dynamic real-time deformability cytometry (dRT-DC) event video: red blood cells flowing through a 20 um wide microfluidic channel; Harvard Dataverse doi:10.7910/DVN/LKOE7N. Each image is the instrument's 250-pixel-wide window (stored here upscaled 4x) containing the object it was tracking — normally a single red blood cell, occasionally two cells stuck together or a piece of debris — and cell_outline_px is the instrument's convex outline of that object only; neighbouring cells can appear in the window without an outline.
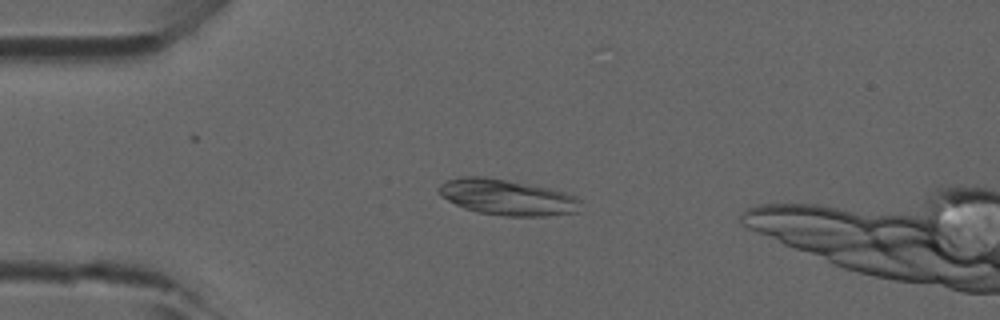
{"species": "common noctule bat (a hibernating species)", "species_latin": "Nyctalus noctula", "temperature_condition": "room temperature", "stored_images_in_passage": 37, "camera_frame_rate_fps": 3000, "um_per_image_px": 0.085, "animal": {"sex": "male", "forearm_length_mm": 52.5}, "frame": {"image": 1, "passage_image": 6, "time_ms": 1.667, "image_size_px": [1000, 320], "cell_outline_px": [[580, 200], [576, 212], [544, 216], [504, 216], [476, 212], [464, 208], [440, 196], [436, 188], [444, 180], [464, 176], [484, 176], [548, 188], [564, 192], [576, 196]], "centroid_in_image_um": [43.03, 16.76], "position_along_channel_um": 42.0, "area_um2": 29.48}}
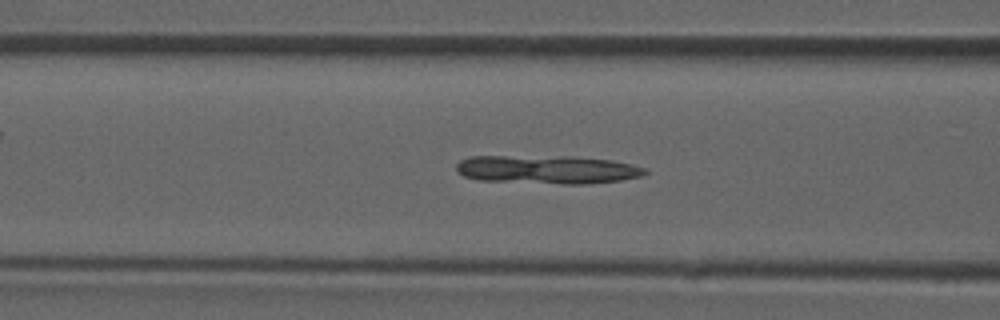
{"frame": {"image": 2, "passage_image": 13, "time_ms": 4.0, "image_size_px": [1000, 320], "cell_outline_px": [[648, 172], [644, 176], [620, 180], [584, 184], [564, 184], [480, 180], [464, 176], [456, 172], [456, 164], [460, 160], [472, 156], [572, 156], [612, 160], [632, 164], [648, 168]], "centroid_in_image_um": [46.55, 14.4], "position_along_channel_um": 120.1, "area_um2": 31.56}}
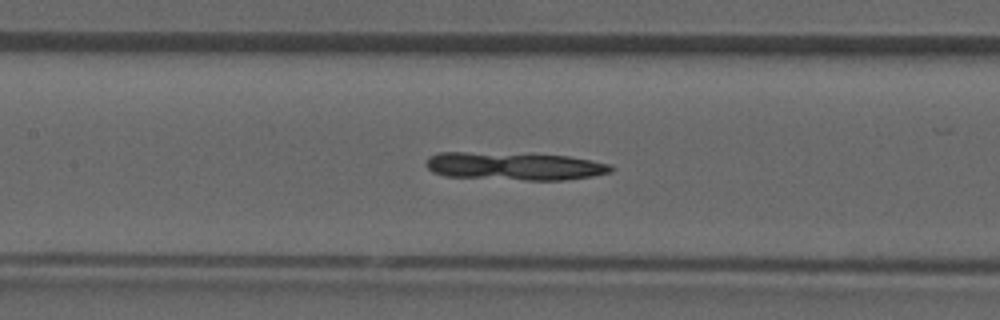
{"frame": {"image": 3, "passage_image": 16, "time_ms": 5.0, "image_size_px": [1000, 320], "cell_outline_px": [[616, 168], [612, 172], [592, 176], [564, 180], [524, 180], [444, 176], [432, 172], [424, 164], [428, 156], [440, 152], [464, 152], [568, 156], [592, 160], [612, 164]], "centroid_in_image_um": [43.73, 14.13], "position_along_channel_um": 163.7, "area_um2": 30.11}}